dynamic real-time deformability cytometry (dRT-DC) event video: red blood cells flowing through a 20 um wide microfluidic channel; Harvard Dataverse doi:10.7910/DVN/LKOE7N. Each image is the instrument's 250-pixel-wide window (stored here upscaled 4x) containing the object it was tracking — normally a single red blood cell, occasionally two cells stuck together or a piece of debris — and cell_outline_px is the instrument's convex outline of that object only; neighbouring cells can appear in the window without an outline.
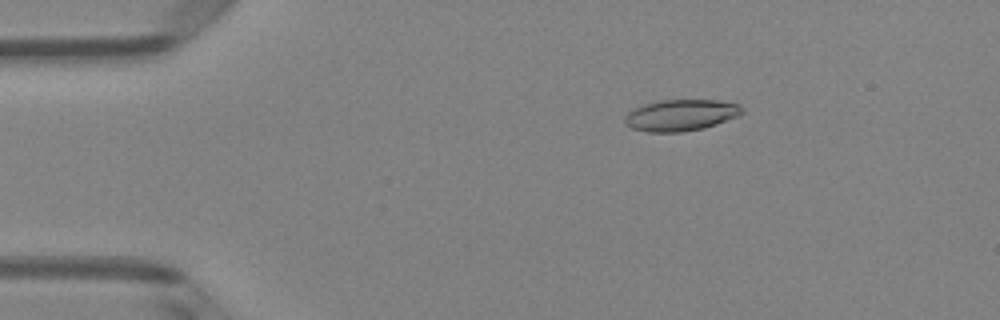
{"species": "Egyptian fruit bat (a non-hibernating species)", "species_latin": "Rousettus aegyptiacus", "temperature_condition": "room temperature", "stored_images_in_passage": 51, "camera_frame_rate_fps": 3000, "um_per_image_px": 0.085, "animal": {"sex": "female"}, "frame": {"image": 1, "passage_image": 9, "time_ms": 2.667, "image_size_px": [1000, 320], "cell_outline_px": [[744, 112], [740, 116], [704, 128], [680, 132], [648, 132], [632, 128], [624, 124], [624, 116], [628, 112], [644, 104], [660, 100], [720, 100], [740, 104], [744, 108]], "centroid_in_image_um": [57.91, 9.78], "position_along_channel_um": 27.1, "area_um2": 21.68}}
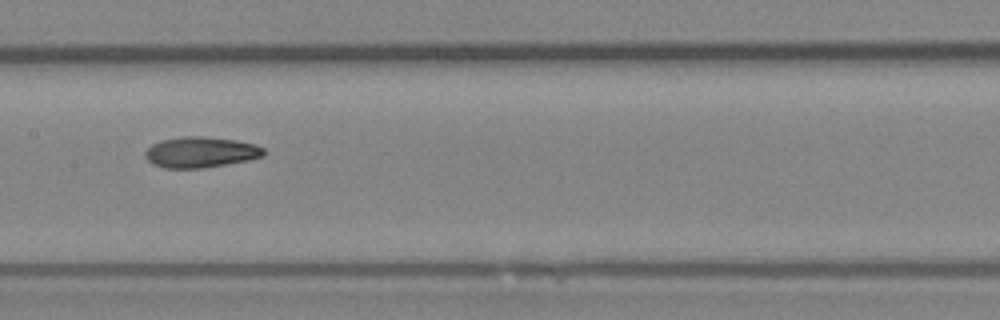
{"frame": {"image": 2, "passage_image": 26, "time_ms": 8.333, "image_size_px": [1000, 320], "cell_outline_px": [[264, 156], [248, 160], [204, 168], [164, 168], [152, 164], [144, 156], [144, 152], [152, 144], [160, 140], [184, 136], [204, 136], [236, 140], [256, 144], [264, 148]], "centroid_in_image_um": [17.04, 12.93], "position_along_channel_um": 190.4, "area_um2": 21.39}}
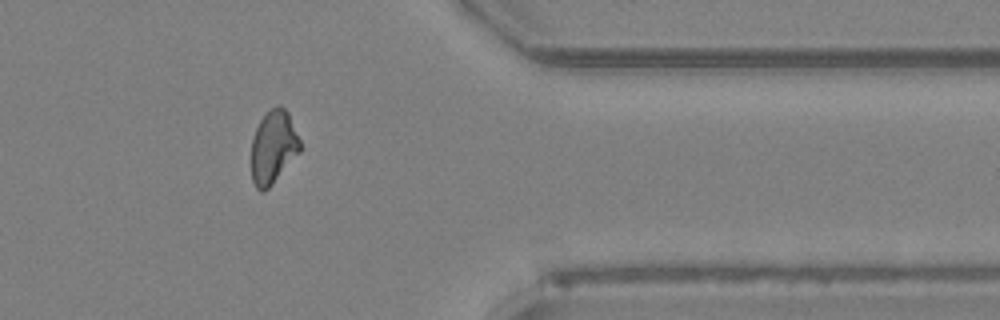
{"frame": {"image": 3, "passage_image": 42, "time_ms": 13.667, "image_size_px": [1000, 320], "cell_outline_px": [[300, 152], [272, 184], [264, 192], [260, 192], [256, 188], [252, 180], [252, 140], [256, 128], [260, 120], [276, 104], [280, 104], [288, 112], [300, 140]], "centroid_in_image_um": [23.23, 12.51], "position_along_channel_um": 388.2, "area_um2": 20.63}, "authors_computed_cell_mechanics": {"area_um2": 21.1548, "velocity_mm_per_s": 4.0122, "shape_relaxation_time_tau1_ms": null, "shape_relaxation_time_tau2_ms": 3.5591, "deformation_change_tau1": null, "deformation_change_tau2": 0.0982}}